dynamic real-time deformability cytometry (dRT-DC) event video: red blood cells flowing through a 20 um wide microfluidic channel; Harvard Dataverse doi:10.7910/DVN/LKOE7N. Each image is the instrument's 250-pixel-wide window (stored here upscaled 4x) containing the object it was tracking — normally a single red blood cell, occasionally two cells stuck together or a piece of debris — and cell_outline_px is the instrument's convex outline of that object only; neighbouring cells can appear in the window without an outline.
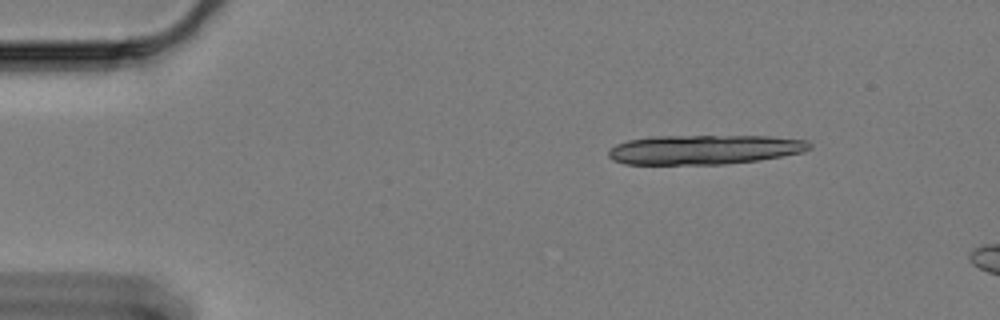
{"species": "Egyptian fruit bat (a non-hibernating species)", "species_latin": "Rousettus aegyptiacus", "temperature_condition": "cold", "stored_images_in_passage": 12, "camera_frame_rate_fps": 3000, "um_per_image_px": 0.085, "animal": {"sex": "female"}, "frame": {"image": 1, "passage_image": 1, "time_ms": 0.0, "image_size_px": [1000, 320], "cell_outline_px": [[812, 148], [804, 152], [760, 160], [724, 164], [624, 164], [612, 160], [608, 156], [608, 152], [616, 144], [628, 140], [652, 136], [768, 136], [808, 140], [812, 144]], "centroid_in_image_um": [59.9, 12.71], "position_along_channel_um": 25.1, "area_um2": 34.74}}